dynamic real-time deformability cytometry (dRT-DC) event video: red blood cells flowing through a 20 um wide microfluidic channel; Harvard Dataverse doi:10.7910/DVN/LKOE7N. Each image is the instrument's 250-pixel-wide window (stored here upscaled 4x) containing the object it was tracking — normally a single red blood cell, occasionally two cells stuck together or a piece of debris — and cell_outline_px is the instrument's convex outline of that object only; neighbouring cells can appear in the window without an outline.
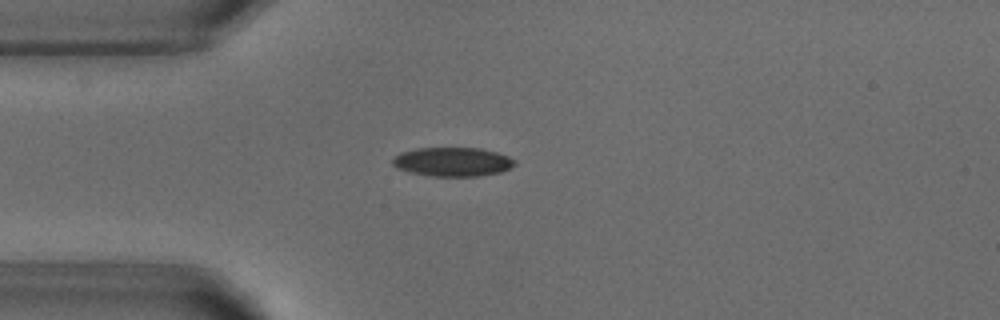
{"species": "common noctule bat (a hibernating species)", "species_latin": "Nyctalus noctula", "temperature_condition": "warm", "stored_images_in_passage": 40, "camera_frame_rate_fps": 3000, "um_per_image_px": 0.085, "animal": {"sex": "male", "body_mass_g": 18.8}, "frame": {"image": 1, "passage_image": 1, "time_ms": 0.0, "image_size_px": [1000, 320], "cell_outline_px": [[516, 164], [512, 168], [500, 172], [480, 176], [428, 176], [408, 172], [396, 168], [392, 164], [392, 160], [400, 152], [416, 148], [480, 148], [496, 152], [508, 156], [516, 160]], "centroid_in_image_um": [38.47, 13.76], "position_along_channel_um": 46.5, "area_um2": 20.87}}
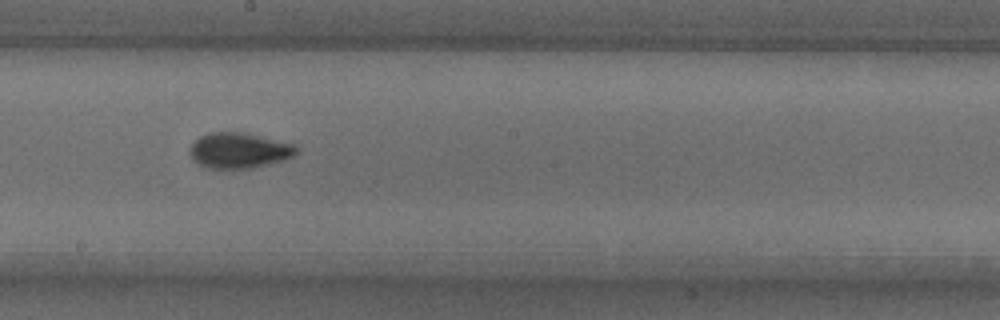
{"frame": {"image": 2, "passage_image": 16, "time_ms": 5.0, "image_size_px": [1000, 320], "cell_outline_px": [[300, 148], [292, 156], [280, 160], [248, 168], [200, 168], [192, 160], [188, 152], [188, 148], [200, 136], [208, 132], [244, 132], [292, 144]], "centroid_in_image_um": [20.21, 12.78], "position_along_channel_um": 228.0, "area_um2": 21.96}}
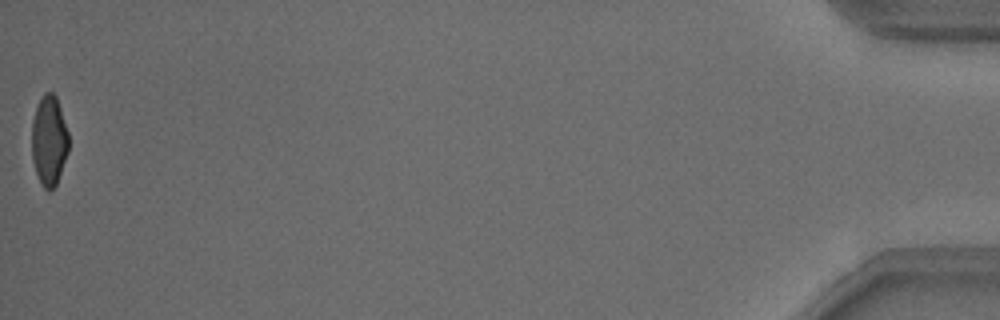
{"frame": {"image": 3, "passage_image": 40, "time_ms": 13.0, "image_size_px": [1000, 320], "cell_outline_px": [[68, 152], [56, 184], [48, 192], [44, 188], [36, 172], [32, 160], [32, 120], [36, 108], [44, 92], [52, 92], [56, 96], [68, 132]], "centroid_in_image_um": [4.16, 11.94], "position_along_channel_um": 431.0, "area_um2": 19.13}, "authors_computed_cell_mechanics": {"area_um2": 20.8658, "velocity_mm_per_s": 3.8305, "shape_relaxation_time_tau1_ms": 3.666, "shape_relaxation_time_tau2_ms": 1.8508, "deformation_change_tau1": 0.1575, "deformation_change_tau2": 0.064}}